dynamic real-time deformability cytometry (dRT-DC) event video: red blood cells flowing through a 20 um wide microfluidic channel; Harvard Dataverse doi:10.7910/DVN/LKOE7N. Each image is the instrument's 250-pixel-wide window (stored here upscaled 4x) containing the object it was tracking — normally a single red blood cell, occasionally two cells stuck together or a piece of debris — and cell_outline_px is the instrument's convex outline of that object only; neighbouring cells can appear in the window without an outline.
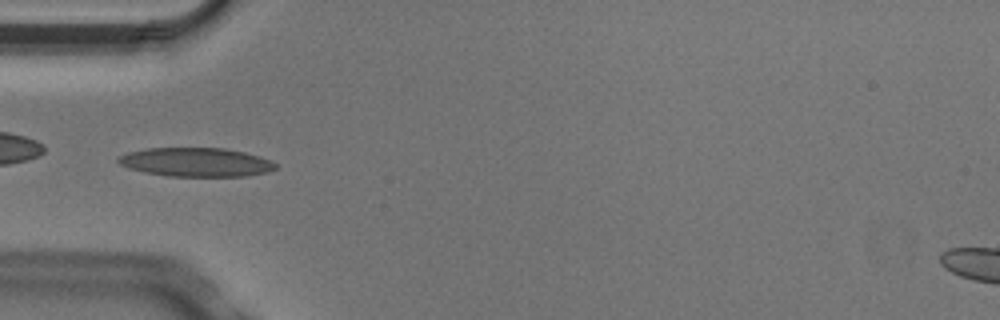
{"species": "Egyptian fruit bat (a non-hibernating species)", "species_latin": "Rousettus aegyptiacus", "temperature_condition": "cold", "stored_images_in_passage": 3, "camera_frame_rate_fps": 3000, "um_per_image_px": 0.085, "animal": {"sex": "male"}, "frame": {"image": 1, "passage_image": 3, "time_ms": 0.667, "image_size_px": [1000, 320], "cell_outline_px": [[276, 168], [268, 172], [244, 176], [168, 176], [144, 172], [128, 168], [120, 164], [116, 160], [116, 156], [128, 152], [148, 148], [224, 148], [244, 152], [260, 156], [276, 164]], "centroid_in_image_um": [16.62, 13.78], "position_along_channel_um": 68.4, "area_um2": 26.47}}